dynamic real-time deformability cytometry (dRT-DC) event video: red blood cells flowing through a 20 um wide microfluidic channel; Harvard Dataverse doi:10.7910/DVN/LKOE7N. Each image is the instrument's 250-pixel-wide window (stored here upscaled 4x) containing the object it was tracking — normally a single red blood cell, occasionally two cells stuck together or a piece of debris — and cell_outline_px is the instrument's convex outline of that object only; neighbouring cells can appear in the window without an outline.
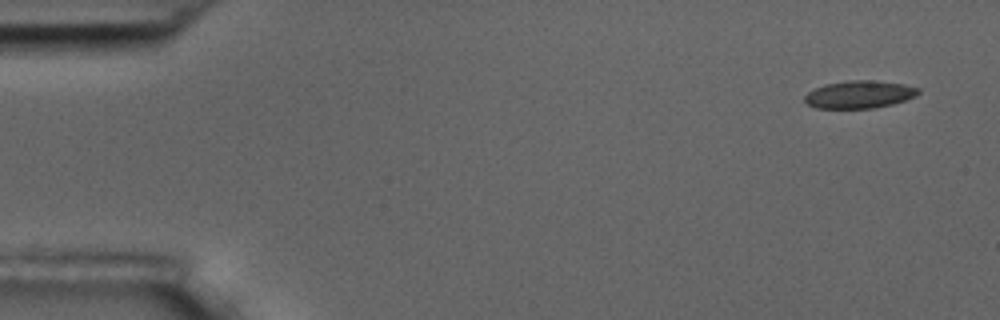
{"species": "common noctule bat (a hibernating species)", "species_latin": "Nyctalus noctula", "temperature_condition": "room temperature", "stored_images_in_passage": 4, "camera_frame_rate_fps": 3000, "um_per_image_px": 0.085, "animal": {"sex": "male", "body_mass_g": 17.5, "forearm_length_mm": 52.3}, "frame": {"image": 1, "passage_image": 1, "time_ms": 0.0, "image_size_px": [1000, 320], "cell_outline_px": [[920, 92], [916, 96], [892, 104], [872, 108], [816, 108], [808, 104], [804, 100], [804, 96], [808, 92], [824, 84], [848, 80], [872, 80], [904, 84], [920, 88]], "centroid_in_image_um": [73.05, 8.02], "position_along_channel_um": 12.0, "area_um2": 18.26}}
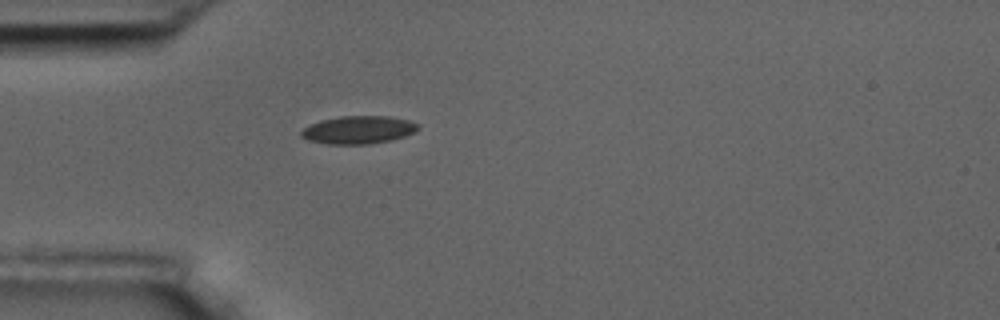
{"frame": {"image": 2, "passage_image": 4, "time_ms": 4.333, "image_size_px": [1000, 320], "cell_outline_px": [[420, 128], [404, 136], [388, 140], [368, 144], [328, 144], [308, 140], [300, 136], [300, 132], [304, 128], [320, 120], [340, 116], [388, 116], [408, 120], [420, 124]], "centroid_in_image_um": [30.45, 11.03], "position_along_channel_um": 54.6, "area_um2": 18.84}}